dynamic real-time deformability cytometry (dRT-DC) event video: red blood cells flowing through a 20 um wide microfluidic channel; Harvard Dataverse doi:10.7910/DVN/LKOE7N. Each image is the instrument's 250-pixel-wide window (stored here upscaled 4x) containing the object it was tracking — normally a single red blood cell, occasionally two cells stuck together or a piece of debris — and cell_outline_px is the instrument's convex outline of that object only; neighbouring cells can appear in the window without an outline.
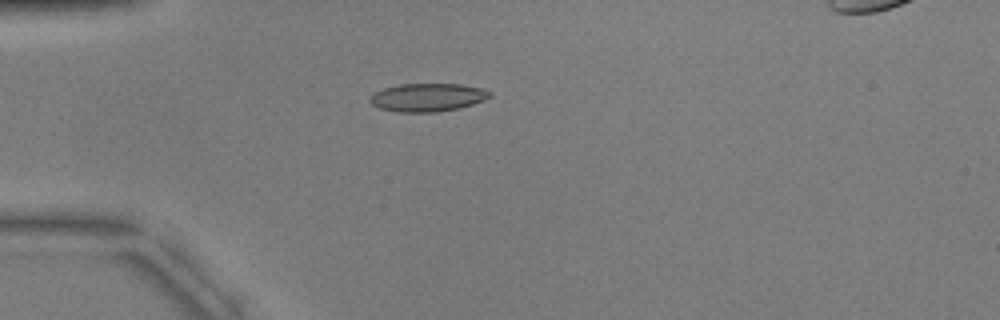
{"species": "common noctule bat (a hibernating species)", "species_latin": "Nyctalus noctula", "temperature_condition": "warm", "stored_images_in_passage": 1, "camera_frame_rate_fps": 3000, "um_per_image_px": 0.085, "animal": {"sex": "male", "body_mass_g": 17.9, "forearm_length_mm": 54.2}, "frame": {"image": 1, "passage_image": 1, "time_ms": 0.0, "image_size_px": [1000, 320], "cell_outline_px": [[492, 96], [484, 100], [460, 108], [436, 112], [396, 112], [380, 108], [372, 104], [368, 100], [376, 92], [384, 88], [400, 84], [460, 84], [480, 88], [492, 92]], "centroid_in_image_um": [36.36, 8.28], "position_along_channel_um": 48.6, "area_um2": 19.59}}